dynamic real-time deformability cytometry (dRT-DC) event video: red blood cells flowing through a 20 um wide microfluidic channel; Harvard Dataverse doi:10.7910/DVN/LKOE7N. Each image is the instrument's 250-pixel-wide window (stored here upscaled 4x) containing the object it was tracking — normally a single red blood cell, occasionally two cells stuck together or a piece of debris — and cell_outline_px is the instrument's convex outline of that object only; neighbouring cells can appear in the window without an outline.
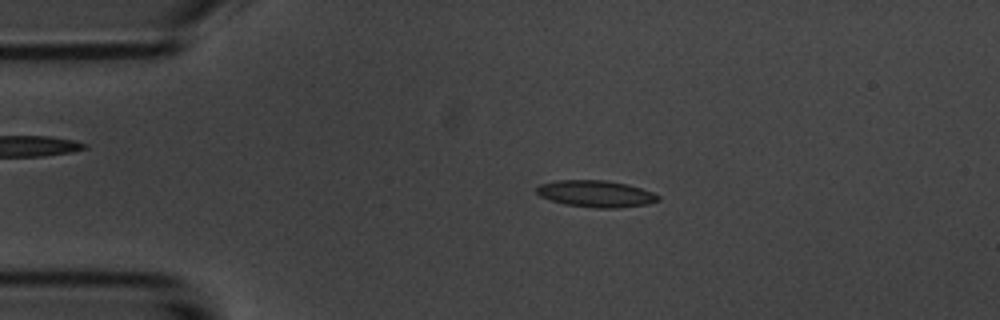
{"species": "common noctule bat (a hibernating species)", "species_latin": "Nyctalus noctula", "temperature_condition": "room temperature", "stored_images_in_passage": 4, "camera_frame_rate_fps": 3000, "um_per_image_px": 0.085, "animal": {"sex": "male", "body_mass_g": 20.1, "forearm_length_mm": 53.5}, "frame": {"image": 1, "passage_image": 3, "time_ms": 2.333, "image_size_px": [1000, 320], "cell_outline_px": [[660, 200], [648, 204], [616, 208], [596, 208], [564, 204], [540, 196], [536, 192], [536, 188], [540, 184], [556, 180], [604, 180], [628, 184], [652, 192], [660, 196]], "centroid_in_image_um": [50.65, 16.47], "position_along_channel_um": 34.3, "area_um2": 18.9}}